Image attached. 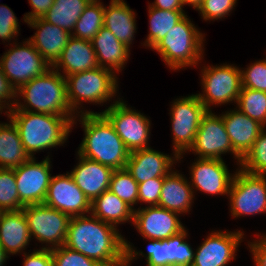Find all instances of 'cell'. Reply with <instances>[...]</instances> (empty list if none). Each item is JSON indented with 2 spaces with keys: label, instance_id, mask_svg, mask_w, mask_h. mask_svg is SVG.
I'll return each instance as SVG.
<instances>
[{
  "label": "cell",
  "instance_id": "obj_12",
  "mask_svg": "<svg viewBox=\"0 0 266 266\" xmlns=\"http://www.w3.org/2000/svg\"><path fill=\"white\" fill-rule=\"evenodd\" d=\"M233 218L266 213V175L249 173L238 167L229 190Z\"/></svg>",
  "mask_w": 266,
  "mask_h": 266
},
{
  "label": "cell",
  "instance_id": "obj_28",
  "mask_svg": "<svg viewBox=\"0 0 266 266\" xmlns=\"http://www.w3.org/2000/svg\"><path fill=\"white\" fill-rule=\"evenodd\" d=\"M136 13L125 0H110L104 8L103 26L127 47L131 48L136 33Z\"/></svg>",
  "mask_w": 266,
  "mask_h": 266
},
{
  "label": "cell",
  "instance_id": "obj_21",
  "mask_svg": "<svg viewBox=\"0 0 266 266\" xmlns=\"http://www.w3.org/2000/svg\"><path fill=\"white\" fill-rule=\"evenodd\" d=\"M77 154L78 162L70 173L76 185L92 202L109 190L113 169Z\"/></svg>",
  "mask_w": 266,
  "mask_h": 266
},
{
  "label": "cell",
  "instance_id": "obj_24",
  "mask_svg": "<svg viewBox=\"0 0 266 266\" xmlns=\"http://www.w3.org/2000/svg\"><path fill=\"white\" fill-rule=\"evenodd\" d=\"M195 196L189 179L172 169L165 177L158 206L183 215L192 210Z\"/></svg>",
  "mask_w": 266,
  "mask_h": 266
},
{
  "label": "cell",
  "instance_id": "obj_15",
  "mask_svg": "<svg viewBox=\"0 0 266 266\" xmlns=\"http://www.w3.org/2000/svg\"><path fill=\"white\" fill-rule=\"evenodd\" d=\"M51 162L49 155L41 162L34 157L14 168L19 201L23 206L43 204L52 178Z\"/></svg>",
  "mask_w": 266,
  "mask_h": 266
},
{
  "label": "cell",
  "instance_id": "obj_30",
  "mask_svg": "<svg viewBox=\"0 0 266 266\" xmlns=\"http://www.w3.org/2000/svg\"><path fill=\"white\" fill-rule=\"evenodd\" d=\"M8 121L0 122V168L13 169L31 157L22 144L15 124L10 119Z\"/></svg>",
  "mask_w": 266,
  "mask_h": 266
},
{
  "label": "cell",
  "instance_id": "obj_46",
  "mask_svg": "<svg viewBox=\"0 0 266 266\" xmlns=\"http://www.w3.org/2000/svg\"><path fill=\"white\" fill-rule=\"evenodd\" d=\"M54 1L55 0H28L32 11L27 12L22 20L26 23L27 21L36 18H43L47 11L52 7Z\"/></svg>",
  "mask_w": 266,
  "mask_h": 266
},
{
  "label": "cell",
  "instance_id": "obj_9",
  "mask_svg": "<svg viewBox=\"0 0 266 266\" xmlns=\"http://www.w3.org/2000/svg\"><path fill=\"white\" fill-rule=\"evenodd\" d=\"M170 122L172 131V148L178 156V161L193 146L202 116L207 109L199 100L197 94L176 98L171 102Z\"/></svg>",
  "mask_w": 266,
  "mask_h": 266
},
{
  "label": "cell",
  "instance_id": "obj_4",
  "mask_svg": "<svg viewBox=\"0 0 266 266\" xmlns=\"http://www.w3.org/2000/svg\"><path fill=\"white\" fill-rule=\"evenodd\" d=\"M10 110L68 116L72 121L77 116L67 99L66 78L53 68L16 90L15 105Z\"/></svg>",
  "mask_w": 266,
  "mask_h": 266
},
{
  "label": "cell",
  "instance_id": "obj_18",
  "mask_svg": "<svg viewBox=\"0 0 266 266\" xmlns=\"http://www.w3.org/2000/svg\"><path fill=\"white\" fill-rule=\"evenodd\" d=\"M227 166L224 160L196 158L188 167L194 196L199 191L228 197L235 172L230 173Z\"/></svg>",
  "mask_w": 266,
  "mask_h": 266
},
{
  "label": "cell",
  "instance_id": "obj_49",
  "mask_svg": "<svg viewBox=\"0 0 266 266\" xmlns=\"http://www.w3.org/2000/svg\"><path fill=\"white\" fill-rule=\"evenodd\" d=\"M9 257L10 256L6 253V251L0 244V266H3V265L5 266V263L7 262Z\"/></svg>",
  "mask_w": 266,
  "mask_h": 266
},
{
  "label": "cell",
  "instance_id": "obj_44",
  "mask_svg": "<svg viewBox=\"0 0 266 266\" xmlns=\"http://www.w3.org/2000/svg\"><path fill=\"white\" fill-rule=\"evenodd\" d=\"M23 266H54L51 249H34L23 253Z\"/></svg>",
  "mask_w": 266,
  "mask_h": 266
},
{
  "label": "cell",
  "instance_id": "obj_50",
  "mask_svg": "<svg viewBox=\"0 0 266 266\" xmlns=\"http://www.w3.org/2000/svg\"><path fill=\"white\" fill-rule=\"evenodd\" d=\"M266 240V233L261 235Z\"/></svg>",
  "mask_w": 266,
  "mask_h": 266
},
{
  "label": "cell",
  "instance_id": "obj_40",
  "mask_svg": "<svg viewBox=\"0 0 266 266\" xmlns=\"http://www.w3.org/2000/svg\"><path fill=\"white\" fill-rule=\"evenodd\" d=\"M236 3L237 0H203L197 11L204 21L222 20L232 13Z\"/></svg>",
  "mask_w": 266,
  "mask_h": 266
},
{
  "label": "cell",
  "instance_id": "obj_37",
  "mask_svg": "<svg viewBox=\"0 0 266 266\" xmlns=\"http://www.w3.org/2000/svg\"><path fill=\"white\" fill-rule=\"evenodd\" d=\"M23 207L19 201L14 168H0V210L17 211Z\"/></svg>",
  "mask_w": 266,
  "mask_h": 266
},
{
  "label": "cell",
  "instance_id": "obj_34",
  "mask_svg": "<svg viewBox=\"0 0 266 266\" xmlns=\"http://www.w3.org/2000/svg\"><path fill=\"white\" fill-rule=\"evenodd\" d=\"M236 108L266 127V92L241 88Z\"/></svg>",
  "mask_w": 266,
  "mask_h": 266
},
{
  "label": "cell",
  "instance_id": "obj_41",
  "mask_svg": "<svg viewBox=\"0 0 266 266\" xmlns=\"http://www.w3.org/2000/svg\"><path fill=\"white\" fill-rule=\"evenodd\" d=\"M18 21L19 20L10 7L6 4H0V39L2 42H8V45H10L13 38L14 42H16L20 32V25Z\"/></svg>",
  "mask_w": 266,
  "mask_h": 266
},
{
  "label": "cell",
  "instance_id": "obj_22",
  "mask_svg": "<svg viewBox=\"0 0 266 266\" xmlns=\"http://www.w3.org/2000/svg\"><path fill=\"white\" fill-rule=\"evenodd\" d=\"M26 23L30 28L37 30L28 40L52 67L60 58L71 34L43 18H36Z\"/></svg>",
  "mask_w": 266,
  "mask_h": 266
},
{
  "label": "cell",
  "instance_id": "obj_10",
  "mask_svg": "<svg viewBox=\"0 0 266 266\" xmlns=\"http://www.w3.org/2000/svg\"><path fill=\"white\" fill-rule=\"evenodd\" d=\"M10 46L0 57V65L15 90L52 68L28 39Z\"/></svg>",
  "mask_w": 266,
  "mask_h": 266
},
{
  "label": "cell",
  "instance_id": "obj_8",
  "mask_svg": "<svg viewBox=\"0 0 266 266\" xmlns=\"http://www.w3.org/2000/svg\"><path fill=\"white\" fill-rule=\"evenodd\" d=\"M202 94L196 93L207 110L212 106L237 103L242 88L241 68L234 64L201 67Z\"/></svg>",
  "mask_w": 266,
  "mask_h": 266
},
{
  "label": "cell",
  "instance_id": "obj_45",
  "mask_svg": "<svg viewBox=\"0 0 266 266\" xmlns=\"http://www.w3.org/2000/svg\"><path fill=\"white\" fill-rule=\"evenodd\" d=\"M258 236L255 240L247 242V247L252 253V259L255 266H266V240L261 236V233L255 234Z\"/></svg>",
  "mask_w": 266,
  "mask_h": 266
},
{
  "label": "cell",
  "instance_id": "obj_17",
  "mask_svg": "<svg viewBox=\"0 0 266 266\" xmlns=\"http://www.w3.org/2000/svg\"><path fill=\"white\" fill-rule=\"evenodd\" d=\"M70 218L90 214L91 202L76 185L69 172L52 176L43 202Z\"/></svg>",
  "mask_w": 266,
  "mask_h": 266
},
{
  "label": "cell",
  "instance_id": "obj_5",
  "mask_svg": "<svg viewBox=\"0 0 266 266\" xmlns=\"http://www.w3.org/2000/svg\"><path fill=\"white\" fill-rule=\"evenodd\" d=\"M185 15L153 48L170 70L197 67L204 59L205 33ZM201 31V32H200ZM200 62V63H199Z\"/></svg>",
  "mask_w": 266,
  "mask_h": 266
},
{
  "label": "cell",
  "instance_id": "obj_36",
  "mask_svg": "<svg viewBox=\"0 0 266 266\" xmlns=\"http://www.w3.org/2000/svg\"><path fill=\"white\" fill-rule=\"evenodd\" d=\"M239 167L249 173L266 175V127L261 130L251 149L242 158Z\"/></svg>",
  "mask_w": 266,
  "mask_h": 266
},
{
  "label": "cell",
  "instance_id": "obj_3",
  "mask_svg": "<svg viewBox=\"0 0 266 266\" xmlns=\"http://www.w3.org/2000/svg\"><path fill=\"white\" fill-rule=\"evenodd\" d=\"M16 126L22 144L31 158L39 151L63 146L72 132L68 116L9 110L5 113Z\"/></svg>",
  "mask_w": 266,
  "mask_h": 266
},
{
  "label": "cell",
  "instance_id": "obj_39",
  "mask_svg": "<svg viewBox=\"0 0 266 266\" xmlns=\"http://www.w3.org/2000/svg\"><path fill=\"white\" fill-rule=\"evenodd\" d=\"M54 266H102L97 261L62 245L51 249Z\"/></svg>",
  "mask_w": 266,
  "mask_h": 266
},
{
  "label": "cell",
  "instance_id": "obj_6",
  "mask_svg": "<svg viewBox=\"0 0 266 266\" xmlns=\"http://www.w3.org/2000/svg\"><path fill=\"white\" fill-rule=\"evenodd\" d=\"M67 83V99L72 111L76 115L86 113H97L87 109L81 110L84 103H92L93 105L107 104V101L114 100L117 102L120 97L116 98L119 91L118 77L110 69L97 67L70 74L65 77ZM83 104V105H82Z\"/></svg>",
  "mask_w": 266,
  "mask_h": 266
},
{
  "label": "cell",
  "instance_id": "obj_2",
  "mask_svg": "<svg viewBox=\"0 0 266 266\" xmlns=\"http://www.w3.org/2000/svg\"><path fill=\"white\" fill-rule=\"evenodd\" d=\"M77 121L84 131V138L77 150L79 155L113 170L126 168L130 152L102 113L77 115L72 122V127Z\"/></svg>",
  "mask_w": 266,
  "mask_h": 266
},
{
  "label": "cell",
  "instance_id": "obj_20",
  "mask_svg": "<svg viewBox=\"0 0 266 266\" xmlns=\"http://www.w3.org/2000/svg\"><path fill=\"white\" fill-rule=\"evenodd\" d=\"M177 162L178 156L174 152L167 155L149 147L130 152L125 169L139 184L153 178H164Z\"/></svg>",
  "mask_w": 266,
  "mask_h": 266
},
{
  "label": "cell",
  "instance_id": "obj_43",
  "mask_svg": "<svg viewBox=\"0 0 266 266\" xmlns=\"http://www.w3.org/2000/svg\"><path fill=\"white\" fill-rule=\"evenodd\" d=\"M15 101L16 90L12 87L7 77L3 74L0 65V109L5 111V113L8 112L14 107Z\"/></svg>",
  "mask_w": 266,
  "mask_h": 266
},
{
  "label": "cell",
  "instance_id": "obj_26",
  "mask_svg": "<svg viewBox=\"0 0 266 266\" xmlns=\"http://www.w3.org/2000/svg\"><path fill=\"white\" fill-rule=\"evenodd\" d=\"M31 236L22 209L2 211L0 214V244L10 255L22 254L30 244Z\"/></svg>",
  "mask_w": 266,
  "mask_h": 266
},
{
  "label": "cell",
  "instance_id": "obj_25",
  "mask_svg": "<svg viewBox=\"0 0 266 266\" xmlns=\"http://www.w3.org/2000/svg\"><path fill=\"white\" fill-rule=\"evenodd\" d=\"M97 67L99 65L92 42L72 36L64 47L60 58L52 66L63 77Z\"/></svg>",
  "mask_w": 266,
  "mask_h": 266
},
{
  "label": "cell",
  "instance_id": "obj_16",
  "mask_svg": "<svg viewBox=\"0 0 266 266\" xmlns=\"http://www.w3.org/2000/svg\"><path fill=\"white\" fill-rule=\"evenodd\" d=\"M244 231H211L196 248L191 266H227L237 256Z\"/></svg>",
  "mask_w": 266,
  "mask_h": 266
},
{
  "label": "cell",
  "instance_id": "obj_14",
  "mask_svg": "<svg viewBox=\"0 0 266 266\" xmlns=\"http://www.w3.org/2000/svg\"><path fill=\"white\" fill-rule=\"evenodd\" d=\"M189 152L197 155V158L220 160H223V154L231 153L238 167L242 160L232 147L222 116L213 113L212 110H207L202 116L195 142Z\"/></svg>",
  "mask_w": 266,
  "mask_h": 266
},
{
  "label": "cell",
  "instance_id": "obj_27",
  "mask_svg": "<svg viewBox=\"0 0 266 266\" xmlns=\"http://www.w3.org/2000/svg\"><path fill=\"white\" fill-rule=\"evenodd\" d=\"M93 49L99 67L120 73L130 58V48L120 42L113 33L104 26L92 39Z\"/></svg>",
  "mask_w": 266,
  "mask_h": 266
},
{
  "label": "cell",
  "instance_id": "obj_35",
  "mask_svg": "<svg viewBox=\"0 0 266 266\" xmlns=\"http://www.w3.org/2000/svg\"><path fill=\"white\" fill-rule=\"evenodd\" d=\"M109 190L134 210L138 203V183L126 169L114 170Z\"/></svg>",
  "mask_w": 266,
  "mask_h": 266
},
{
  "label": "cell",
  "instance_id": "obj_11",
  "mask_svg": "<svg viewBox=\"0 0 266 266\" xmlns=\"http://www.w3.org/2000/svg\"><path fill=\"white\" fill-rule=\"evenodd\" d=\"M130 107L120 98L97 113H102L109 120L129 152L149 148L151 121L143 113Z\"/></svg>",
  "mask_w": 266,
  "mask_h": 266
},
{
  "label": "cell",
  "instance_id": "obj_19",
  "mask_svg": "<svg viewBox=\"0 0 266 266\" xmlns=\"http://www.w3.org/2000/svg\"><path fill=\"white\" fill-rule=\"evenodd\" d=\"M179 215L159 206L145 205L134 210L132 224L144 239L165 240L185 229Z\"/></svg>",
  "mask_w": 266,
  "mask_h": 266
},
{
  "label": "cell",
  "instance_id": "obj_48",
  "mask_svg": "<svg viewBox=\"0 0 266 266\" xmlns=\"http://www.w3.org/2000/svg\"><path fill=\"white\" fill-rule=\"evenodd\" d=\"M183 6L188 5L193 9L198 10V8L202 5L203 0H181Z\"/></svg>",
  "mask_w": 266,
  "mask_h": 266
},
{
  "label": "cell",
  "instance_id": "obj_29",
  "mask_svg": "<svg viewBox=\"0 0 266 266\" xmlns=\"http://www.w3.org/2000/svg\"><path fill=\"white\" fill-rule=\"evenodd\" d=\"M90 214L118 228L119 224L133 223L134 209L107 190L91 202Z\"/></svg>",
  "mask_w": 266,
  "mask_h": 266
},
{
  "label": "cell",
  "instance_id": "obj_47",
  "mask_svg": "<svg viewBox=\"0 0 266 266\" xmlns=\"http://www.w3.org/2000/svg\"><path fill=\"white\" fill-rule=\"evenodd\" d=\"M148 6L156 9L170 10V11H184L181 0H154L153 3H148Z\"/></svg>",
  "mask_w": 266,
  "mask_h": 266
},
{
  "label": "cell",
  "instance_id": "obj_33",
  "mask_svg": "<svg viewBox=\"0 0 266 266\" xmlns=\"http://www.w3.org/2000/svg\"><path fill=\"white\" fill-rule=\"evenodd\" d=\"M105 5L101 0H92L76 22L72 37L92 41L103 27Z\"/></svg>",
  "mask_w": 266,
  "mask_h": 266
},
{
  "label": "cell",
  "instance_id": "obj_38",
  "mask_svg": "<svg viewBox=\"0 0 266 266\" xmlns=\"http://www.w3.org/2000/svg\"><path fill=\"white\" fill-rule=\"evenodd\" d=\"M242 88L266 92V59L241 68Z\"/></svg>",
  "mask_w": 266,
  "mask_h": 266
},
{
  "label": "cell",
  "instance_id": "obj_42",
  "mask_svg": "<svg viewBox=\"0 0 266 266\" xmlns=\"http://www.w3.org/2000/svg\"><path fill=\"white\" fill-rule=\"evenodd\" d=\"M164 178H153L138 184V203L158 206Z\"/></svg>",
  "mask_w": 266,
  "mask_h": 266
},
{
  "label": "cell",
  "instance_id": "obj_23",
  "mask_svg": "<svg viewBox=\"0 0 266 266\" xmlns=\"http://www.w3.org/2000/svg\"><path fill=\"white\" fill-rule=\"evenodd\" d=\"M234 151L243 158L264 128L258 121L241 113L237 108L220 114Z\"/></svg>",
  "mask_w": 266,
  "mask_h": 266
},
{
  "label": "cell",
  "instance_id": "obj_13",
  "mask_svg": "<svg viewBox=\"0 0 266 266\" xmlns=\"http://www.w3.org/2000/svg\"><path fill=\"white\" fill-rule=\"evenodd\" d=\"M31 239L45 244L41 248L53 249L64 245L70 217L45 204L26 205L22 208Z\"/></svg>",
  "mask_w": 266,
  "mask_h": 266
},
{
  "label": "cell",
  "instance_id": "obj_1",
  "mask_svg": "<svg viewBox=\"0 0 266 266\" xmlns=\"http://www.w3.org/2000/svg\"><path fill=\"white\" fill-rule=\"evenodd\" d=\"M125 239L117 227L88 214L70 218L64 246L102 266H125Z\"/></svg>",
  "mask_w": 266,
  "mask_h": 266
},
{
  "label": "cell",
  "instance_id": "obj_32",
  "mask_svg": "<svg viewBox=\"0 0 266 266\" xmlns=\"http://www.w3.org/2000/svg\"><path fill=\"white\" fill-rule=\"evenodd\" d=\"M149 32L141 44L152 49L185 15V11H170L148 6Z\"/></svg>",
  "mask_w": 266,
  "mask_h": 266
},
{
  "label": "cell",
  "instance_id": "obj_31",
  "mask_svg": "<svg viewBox=\"0 0 266 266\" xmlns=\"http://www.w3.org/2000/svg\"><path fill=\"white\" fill-rule=\"evenodd\" d=\"M92 0H55L43 19L72 34L76 22Z\"/></svg>",
  "mask_w": 266,
  "mask_h": 266
},
{
  "label": "cell",
  "instance_id": "obj_7",
  "mask_svg": "<svg viewBox=\"0 0 266 266\" xmlns=\"http://www.w3.org/2000/svg\"><path fill=\"white\" fill-rule=\"evenodd\" d=\"M186 228L177 235L165 240L146 239L150 241L147 254L139 251L132 243L125 239V266H130L141 256L146 259V266H191L194 260V248L186 241Z\"/></svg>",
  "mask_w": 266,
  "mask_h": 266
}]
</instances>
